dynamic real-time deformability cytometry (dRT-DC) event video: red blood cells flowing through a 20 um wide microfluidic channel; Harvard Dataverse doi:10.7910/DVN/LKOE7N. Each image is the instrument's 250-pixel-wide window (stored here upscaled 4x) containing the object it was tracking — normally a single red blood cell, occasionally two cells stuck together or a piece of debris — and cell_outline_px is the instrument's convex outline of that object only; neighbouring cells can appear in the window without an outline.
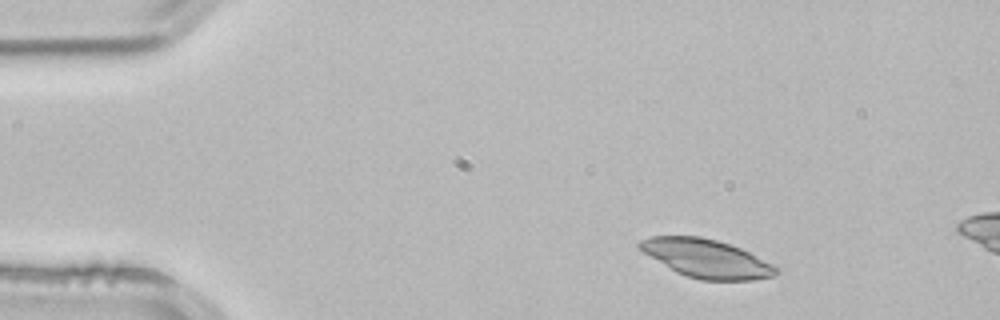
{"species": "common noctule bat (a hibernating species)", "species_latin": "Nyctalus noctula", "temperature_condition": "room temperature", "stored_images_in_passage": 3, "camera_frame_rate_fps": 3000, "um_per_image_px": 0.085, "animal": {"sex": "male", "body_mass_g": 21.5, "forearm_length_mm": 52.0}, "frame": {"image": 1, "passage_image": 1, "time_ms": 0.0, "image_size_px": [1000, 320], "cell_outline_px": [[780, 272], [772, 276], [752, 280], [700, 280], [684, 276], [676, 272], [644, 252], [636, 244], [640, 240], [652, 236], [700, 236], [716, 240], [740, 248], [780, 268]], "centroid_in_image_um": [60.05, 21.98], "position_along_channel_um": 24.9, "area_um2": 30.23}}